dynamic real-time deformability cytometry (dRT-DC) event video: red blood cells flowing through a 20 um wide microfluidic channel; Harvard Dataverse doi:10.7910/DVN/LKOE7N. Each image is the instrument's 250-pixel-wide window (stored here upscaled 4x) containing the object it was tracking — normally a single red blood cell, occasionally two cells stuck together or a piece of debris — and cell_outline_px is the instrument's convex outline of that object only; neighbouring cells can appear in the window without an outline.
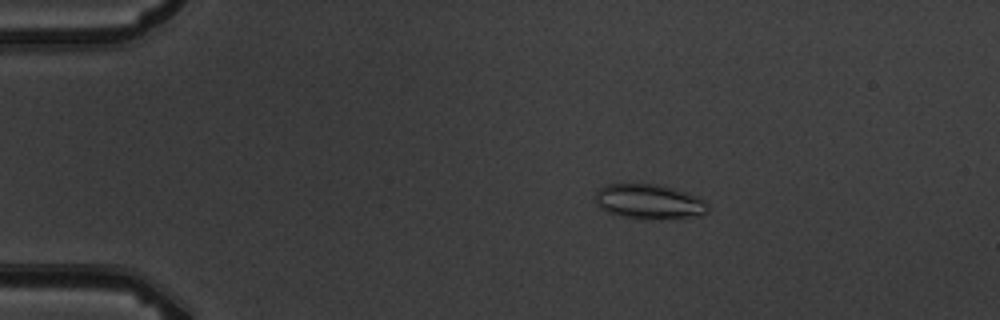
{"species": "common noctule bat (a hibernating species)", "species_latin": "Nyctalus noctula", "temperature_condition": "warm", "stored_images_in_passage": 6, "camera_frame_rate_fps": 3000, "um_per_image_px": 0.085, "animal": {"sex": "male", "body_mass_g": 19.5, "forearm_length_mm": 54.6}, "frame": {"image": 1, "passage_image": 4, "time_ms": 3.333, "image_size_px": [1000, 320], "cell_outline_px": [[708, 212], [700, 216], [652, 220], [620, 216], [608, 212], [600, 208], [596, 204], [596, 192], [600, 188], [608, 184], [656, 184], [688, 192], [704, 200], [708, 204]], "centroid_in_image_um": [55.2, 17.15], "position_along_channel_um": 29.8, "area_um2": 23.0}}